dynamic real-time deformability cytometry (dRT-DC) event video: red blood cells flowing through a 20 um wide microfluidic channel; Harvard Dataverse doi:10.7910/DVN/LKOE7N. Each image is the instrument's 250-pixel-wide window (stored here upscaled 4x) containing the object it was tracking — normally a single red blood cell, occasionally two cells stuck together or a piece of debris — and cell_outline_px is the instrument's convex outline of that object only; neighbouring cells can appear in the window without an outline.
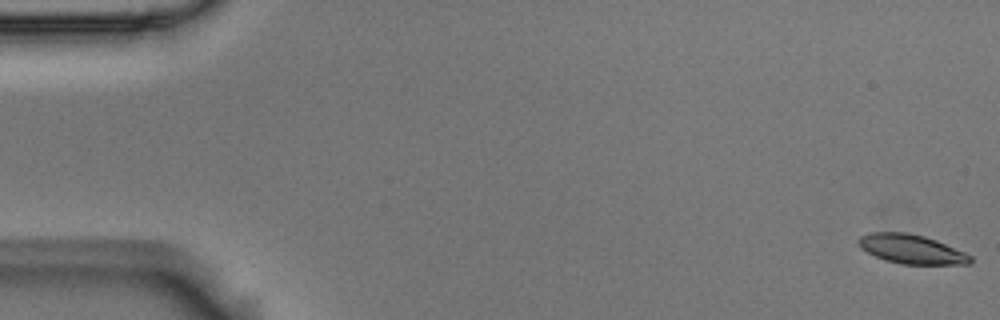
{"species": "Egyptian fruit bat (a non-hibernating species)", "species_latin": "Rousettus aegyptiacus", "temperature_condition": "room temperature", "stored_images_in_passage": 2, "camera_frame_rate_fps": 3000, "um_per_image_px": 0.085, "animal": {"sex": "male"}, "frame": {"image": 1, "passage_image": 1, "time_ms": 0.0, "image_size_px": [1000, 320], "cell_outline_px": [[972, 264], [900, 264], [884, 260], [860, 248], [856, 240], [860, 236], [868, 232], [908, 232], [924, 236], [936, 240], [964, 252], [972, 256]], "centroid_in_image_um": [77.44, 21.17], "position_along_channel_um": 7.6, "area_um2": 19.13}}